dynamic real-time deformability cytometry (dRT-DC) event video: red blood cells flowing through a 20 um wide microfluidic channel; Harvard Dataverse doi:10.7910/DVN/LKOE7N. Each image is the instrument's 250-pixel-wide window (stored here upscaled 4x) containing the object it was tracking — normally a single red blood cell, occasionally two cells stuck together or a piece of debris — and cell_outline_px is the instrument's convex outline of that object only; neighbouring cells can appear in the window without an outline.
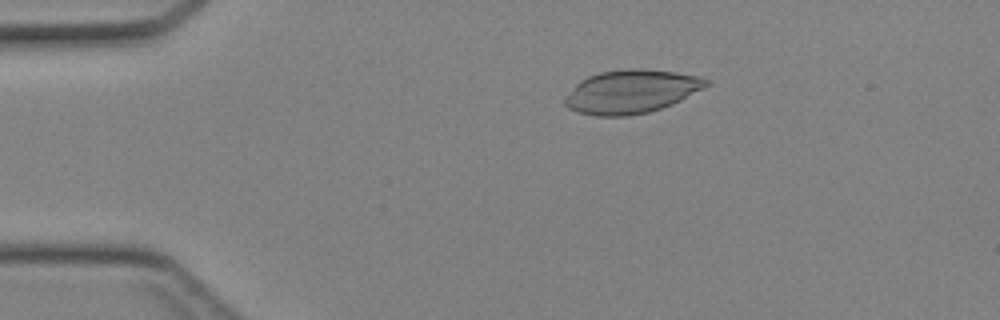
{"species": "Egyptian fruit bat (a non-hibernating species)", "species_latin": "Rousettus aegyptiacus", "temperature_condition": "cold", "stored_images_in_passage": 44, "camera_frame_rate_fps": 3000, "um_per_image_px": 0.085, "animal": {"sex": "female"}, "frame": {"image": 1, "passage_image": 9, "time_ms": 2.667, "image_size_px": [1000, 320], "cell_outline_px": [[708, 84], [704, 88], [672, 104], [648, 112], [628, 116], [596, 116], [576, 112], [568, 108], [564, 104], [564, 96], [580, 80], [588, 76], [600, 72], [628, 68], [640, 68], [676, 72], [700, 76], [708, 80]], "centroid_in_image_um": [53.62, 7.78], "position_along_channel_um": 31.4, "area_um2": 35.89}}
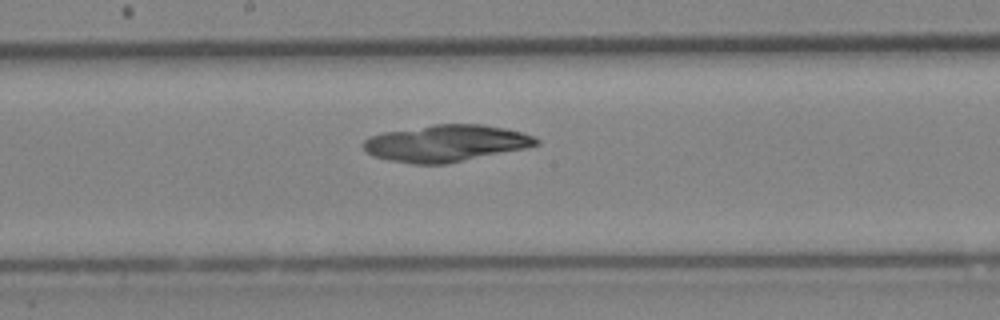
{"frame": {"image": 2, "passage_image": 24, "time_ms": 7.667, "image_size_px": [1000, 320], "cell_outline_px": [[540, 144], [524, 148], [448, 164], [412, 164], [388, 160], [372, 156], [364, 152], [364, 140], [368, 136], [384, 132], [432, 124], [484, 124], [504, 128], [536, 136], [540, 140]], "centroid_in_image_um": [37.88, 12.18], "position_along_channel_um": 210.3, "area_um2": 37.28}}
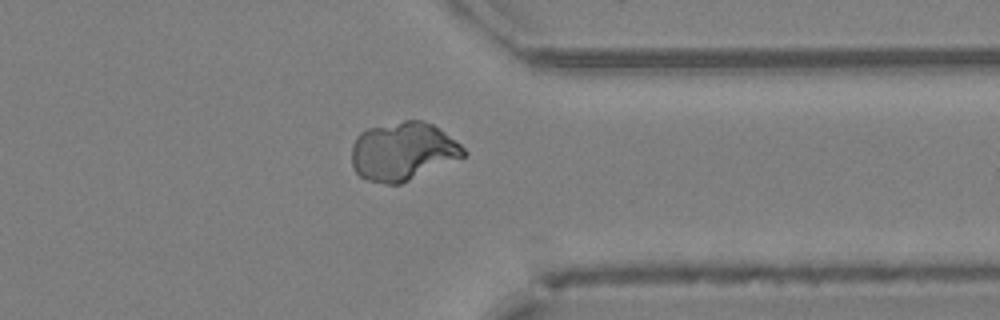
{"frame": {"image": 3, "passage_image": 35, "time_ms": 11.333, "image_size_px": [1000, 320], "cell_outline_px": [[468, 152], [464, 156], [400, 184], [384, 184], [368, 180], [360, 176], [356, 172], [352, 164], [352, 144], [356, 136], [364, 128], [404, 120], [424, 120], [432, 124], [444, 132], [460, 144]], "centroid_in_image_um": [34.21, 12.84], "position_along_channel_um": 377.2, "area_um2": 38.03}}